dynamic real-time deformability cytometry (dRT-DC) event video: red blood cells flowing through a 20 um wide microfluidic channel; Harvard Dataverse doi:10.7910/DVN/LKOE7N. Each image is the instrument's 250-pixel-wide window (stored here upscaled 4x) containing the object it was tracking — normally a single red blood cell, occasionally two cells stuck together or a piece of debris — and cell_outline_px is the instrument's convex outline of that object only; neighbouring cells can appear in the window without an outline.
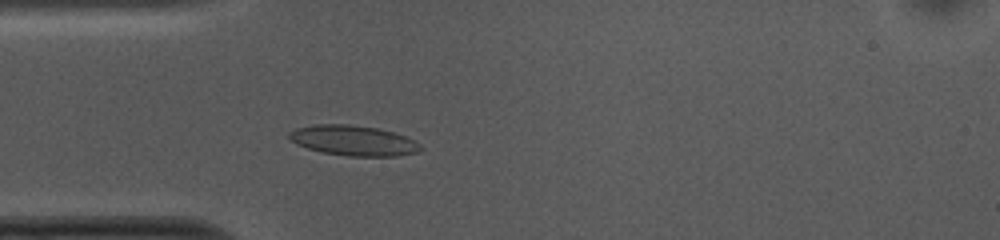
{"species": "common noctule bat (a hibernating species)", "species_latin": "Nyctalus noctula", "temperature_condition": "cold", "stored_images_in_passage": 49, "camera_frame_rate_fps": 3000, "um_per_image_px": 0.085, "animal": {"sex": "female", "body_mass_g": 10.0, "forearm_length_mm": 53.1}, "frame": {"image": 1, "passage_image": 11, "time_ms": 3.333, "image_size_px": [1000, 240], "cell_outline_px": [[424, 148], [420, 152], [396, 156], [348, 156], [324, 152], [308, 148], [296, 144], [288, 136], [288, 132], [296, 128], [316, 124], [348, 124], [376, 128], [392, 132], [404, 136], [420, 144]], "centroid_in_image_um": [30.05, 11.95], "position_along_channel_um": 55.0, "area_um2": 23.0}}
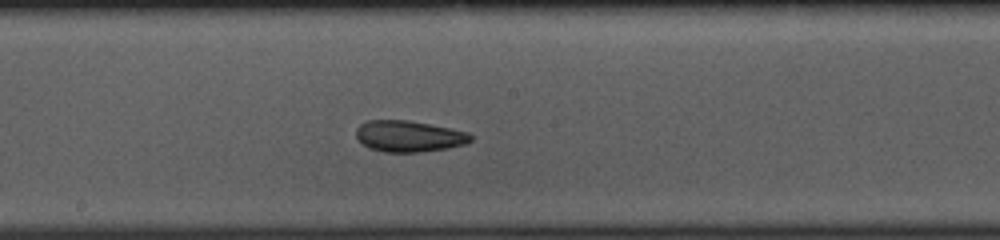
{"frame": {"image": 2, "passage_image": 24, "time_ms": 7.667, "image_size_px": [1000, 240], "cell_outline_px": [[472, 140], [468, 144], [448, 148], [416, 152], [384, 152], [372, 148], [364, 144], [356, 136], [356, 128], [360, 124], [368, 120], [408, 120], [468, 132], [472, 136]], "centroid_in_image_um": [34.77, 11.58], "position_along_channel_um": 213.4, "area_um2": 20.69}}
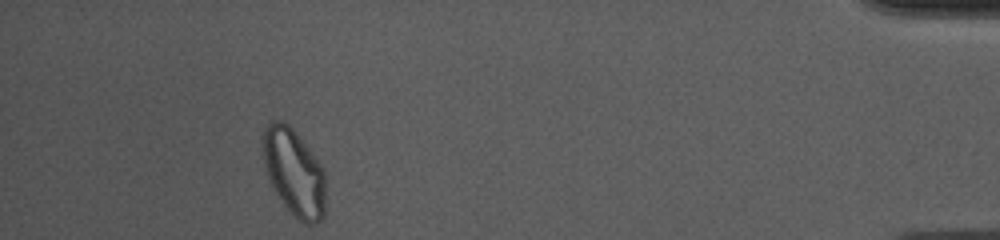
{"frame": {"image": 3, "passage_image": 45, "time_ms": 14.667, "image_size_px": [1000, 240], "cell_outline_px": [[324, 216], [320, 220], [312, 224], [304, 224], [292, 216], [276, 192], [268, 176], [264, 164], [260, 136], [264, 128], [272, 120], [280, 120], [288, 124], [296, 132], [324, 168]], "centroid_in_image_um": [24.97, 14.62], "position_along_channel_um": 410.2, "area_um2": 31.91}, "authors_computed_cell_mechanics": {"area_um2": 22.0796, "velocity_mm_per_s": 3.7217, "shape_relaxation_time_tau1_ms": null, "shape_relaxation_time_tau2_ms": 3.5124, "deformation_change_tau1": null, "deformation_change_tau2": 0.0708}}